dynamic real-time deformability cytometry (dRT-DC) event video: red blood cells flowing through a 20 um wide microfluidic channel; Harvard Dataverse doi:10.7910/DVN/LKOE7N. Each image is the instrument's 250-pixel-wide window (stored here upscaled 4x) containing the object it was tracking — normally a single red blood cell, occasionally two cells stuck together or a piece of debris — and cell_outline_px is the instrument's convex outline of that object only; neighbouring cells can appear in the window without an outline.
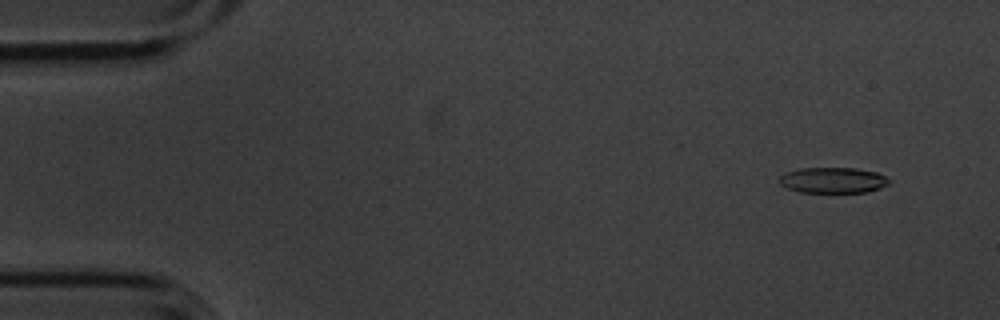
{"species": "common noctule bat (a hibernating species)", "species_latin": "Nyctalus noctula", "temperature_condition": "cold", "stored_images_in_passage": 4, "camera_frame_rate_fps": 3000, "um_per_image_px": 0.085, "animal": {"sex": "male", "body_mass_g": 20.1, "forearm_length_mm": 53.5}, "frame": {"image": 1, "passage_image": 1, "time_ms": 0.0, "image_size_px": [1000, 320], "cell_outline_px": [[892, 180], [888, 184], [880, 188], [868, 192], [800, 192], [788, 188], [780, 184], [776, 180], [784, 172], [800, 168], [856, 168], [876, 172]], "centroid_in_image_um": [70.78, 15.31], "position_along_channel_um": 14.2, "area_um2": 16.59}}
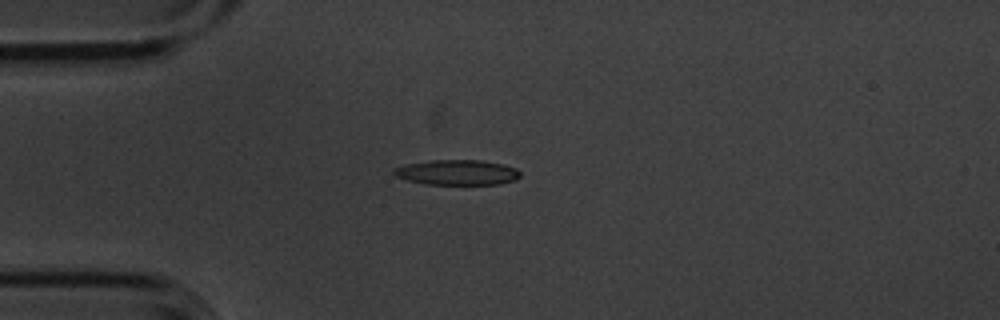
{"frame": {"image": 2, "passage_image": 4, "time_ms": 1.0, "image_size_px": [1000, 320], "cell_outline_px": [[520, 176], [516, 180], [500, 184], [424, 184], [408, 180], [396, 176], [392, 172], [392, 168], [408, 164], [432, 160], [480, 160], [504, 164], [516, 168], [520, 172]], "centroid_in_image_um": [38.88, 14.65], "position_along_channel_um": 46.1, "area_um2": 18.55}}